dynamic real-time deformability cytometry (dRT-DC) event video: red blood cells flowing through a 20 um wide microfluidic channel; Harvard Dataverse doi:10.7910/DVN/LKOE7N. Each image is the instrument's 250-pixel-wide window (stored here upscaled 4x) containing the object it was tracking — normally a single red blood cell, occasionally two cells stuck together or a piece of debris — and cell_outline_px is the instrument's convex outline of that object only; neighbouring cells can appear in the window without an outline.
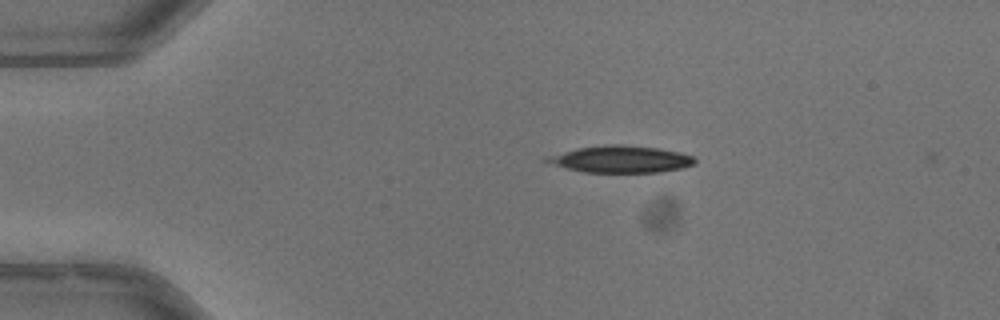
{"species": "common noctule bat (a hibernating species)", "species_latin": "Nyctalus noctula", "temperature_condition": "warm", "stored_images_in_passage": 3, "camera_frame_rate_fps": 3000, "um_per_image_px": 0.085, "animal": {"sex": "male", "body_mass_g": 13.3}, "frame": {"image": 1, "passage_image": 2, "time_ms": 0.333, "image_size_px": [1000, 320], "cell_outline_px": [[696, 164], [684, 168], [660, 172], [584, 172], [568, 168], [540, 160], [544, 156], [576, 148], [604, 144], [624, 144], [660, 148], [680, 152], [692, 156], [696, 160]], "centroid_in_image_um": [52.76, 13.52], "position_along_channel_um": 32.2, "area_um2": 23.52}}